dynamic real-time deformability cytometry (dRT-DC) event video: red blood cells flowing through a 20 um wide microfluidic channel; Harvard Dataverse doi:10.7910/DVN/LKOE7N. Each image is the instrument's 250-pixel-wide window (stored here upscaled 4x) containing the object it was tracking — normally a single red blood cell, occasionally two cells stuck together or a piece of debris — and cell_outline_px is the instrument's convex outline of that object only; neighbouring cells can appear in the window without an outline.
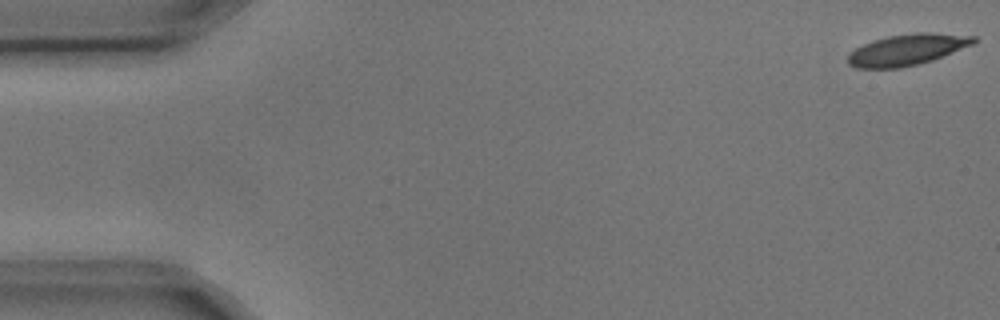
{"species": "common noctule bat (a hibernating species)", "species_latin": "Nyctalus noctula", "temperature_condition": "cold", "stored_images_in_passage": 3, "camera_frame_rate_fps": 3000, "um_per_image_px": 0.085, "animal": {"sex": "male", "body_mass_g": 17.9, "forearm_length_mm": 54.2}, "frame": {"image": 1, "passage_image": 1, "time_ms": 0.0, "image_size_px": [1000, 320], "cell_outline_px": [[976, 40], [972, 44], [932, 60], [900, 68], [856, 68], [848, 64], [848, 56], [856, 48], [872, 40], [888, 36], [916, 32], [932, 32], [976, 36]], "centroid_in_image_um": [77.09, 4.21], "position_along_channel_um": 7.9, "area_um2": 22.6}}